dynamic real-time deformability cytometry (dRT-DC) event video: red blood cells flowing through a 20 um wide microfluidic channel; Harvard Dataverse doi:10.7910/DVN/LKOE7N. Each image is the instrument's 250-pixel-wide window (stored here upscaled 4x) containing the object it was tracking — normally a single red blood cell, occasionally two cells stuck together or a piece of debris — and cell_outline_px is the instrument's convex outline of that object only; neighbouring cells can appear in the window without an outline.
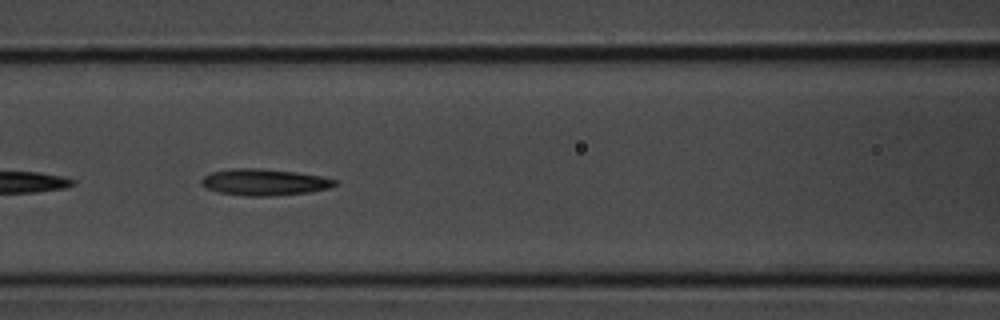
{"species": "common noctule bat (a hibernating species)", "species_latin": "Nyctalus noctula", "temperature_condition": "room temperature", "stored_images_in_passage": 23, "camera_frame_rate_fps": 3000, "um_per_image_px": 0.085, "animal": {"sex": "male", "body_mass_g": 20.1, "forearm_length_mm": 53.5}, "frame": {"image": 1, "passage_image": 17, "time_ms": 5.333, "image_size_px": [1000, 320], "cell_outline_px": [[336, 184], [328, 188], [308, 192], [268, 196], [248, 196], [220, 192], [208, 188], [200, 184], [200, 180], [204, 176], [212, 172], [232, 168], [260, 168], [296, 172], [320, 176], [336, 180]], "centroid_in_image_um": [22.43, 15.47], "position_along_channel_um": 144.2, "area_um2": 20.35}}